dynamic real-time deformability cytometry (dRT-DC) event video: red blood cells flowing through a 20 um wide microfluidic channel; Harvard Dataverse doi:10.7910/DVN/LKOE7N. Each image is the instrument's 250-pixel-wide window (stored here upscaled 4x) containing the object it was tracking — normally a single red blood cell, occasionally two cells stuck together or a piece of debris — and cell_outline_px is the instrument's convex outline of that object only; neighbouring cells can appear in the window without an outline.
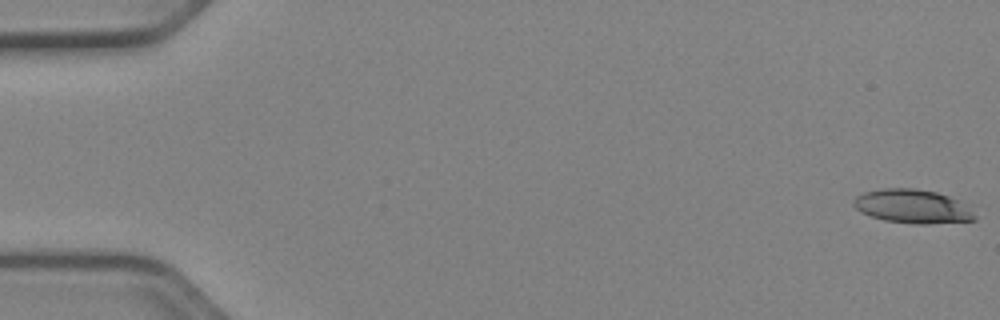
{"species": "Egyptian fruit bat (a non-hibernating species)", "species_latin": "Rousettus aegyptiacus", "temperature_condition": "cold", "stored_images_in_passage": 17, "camera_frame_rate_fps": 3000, "um_per_image_px": 0.085, "animal": {"sex": "female"}, "frame": {"image": 1, "passage_image": 1, "time_ms": 0.0, "image_size_px": [1000, 320], "cell_outline_px": [[976, 220], [928, 224], [916, 224], [884, 220], [860, 212], [852, 204], [852, 200], [856, 196], [864, 192], [884, 188], [916, 188], [936, 192], [948, 196], [956, 200], [972, 212], [976, 216]], "centroid_in_image_um": [77.5, 17.54], "position_along_channel_um": 7.5, "area_um2": 23.64}}
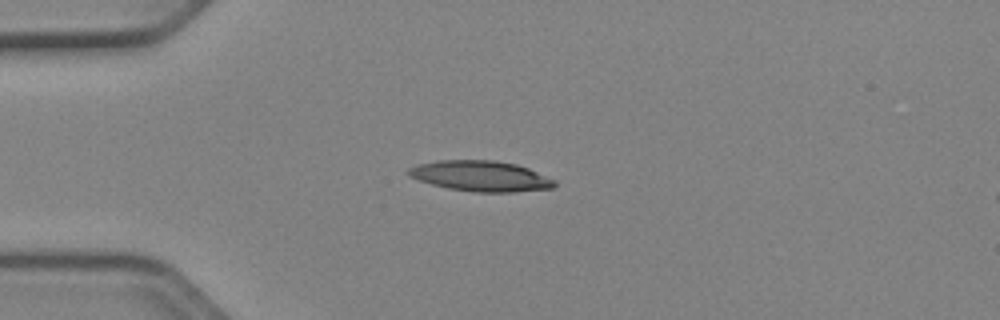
{"frame": {"image": 2, "passage_image": 14, "time_ms": 4.333, "image_size_px": [1000, 320], "cell_outline_px": [[556, 184], [552, 188], [512, 192], [476, 192], [448, 188], [432, 184], [408, 176], [408, 168], [416, 164], [436, 160], [492, 160], [516, 164], [528, 168], [556, 180]], "centroid_in_image_um": [40.85, 14.96], "position_along_channel_um": 44.2, "area_um2": 25.95}}